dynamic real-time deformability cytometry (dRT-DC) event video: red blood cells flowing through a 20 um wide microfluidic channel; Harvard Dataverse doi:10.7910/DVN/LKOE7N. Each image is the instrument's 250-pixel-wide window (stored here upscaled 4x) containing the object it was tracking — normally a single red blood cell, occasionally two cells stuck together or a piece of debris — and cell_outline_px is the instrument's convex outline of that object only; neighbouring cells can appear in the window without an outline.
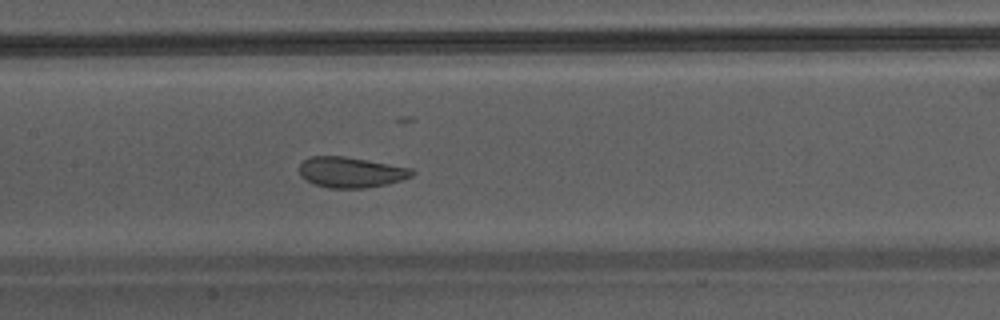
{"species": "Egyptian fruit bat (a non-hibernating species)", "species_latin": "Rousettus aegyptiacus", "temperature_condition": "warm", "stored_images_in_passage": 48, "camera_frame_rate_fps": 3000, "um_per_image_px": 0.085, "animal": {"sex": "male"}, "frame": {"image": 1, "passage_image": 24, "time_ms": 7.667, "image_size_px": [1000, 320], "cell_outline_px": [[416, 172], [412, 176], [388, 184], [364, 188], [328, 188], [312, 184], [300, 176], [300, 164], [304, 160], [312, 156], [344, 156], [412, 168]], "centroid_in_image_um": [29.82, 14.65], "position_along_channel_um": 177.6, "area_um2": 20.11}}
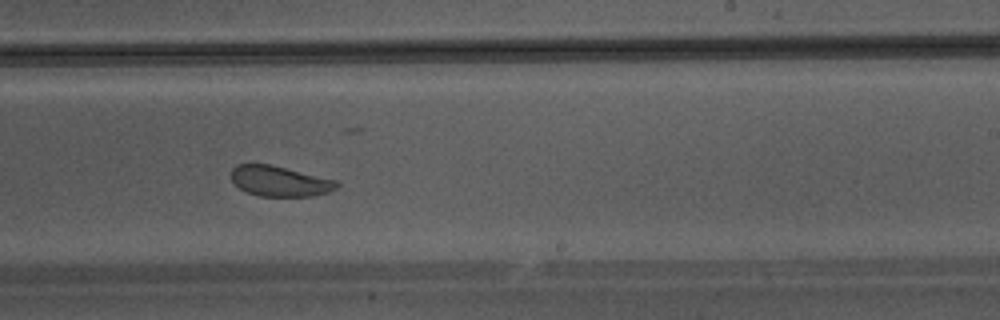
{"frame": {"image": 2, "passage_image": 30, "time_ms": 9.667, "image_size_px": [1000, 320], "cell_outline_px": [[340, 184], [336, 188], [328, 192], [312, 196], [260, 196], [244, 192], [232, 180], [232, 168], [236, 164], [268, 164], [340, 180]], "centroid_in_image_um": [23.81, 15.4], "position_along_channel_um": 265.2, "area_um2": 18.79}}
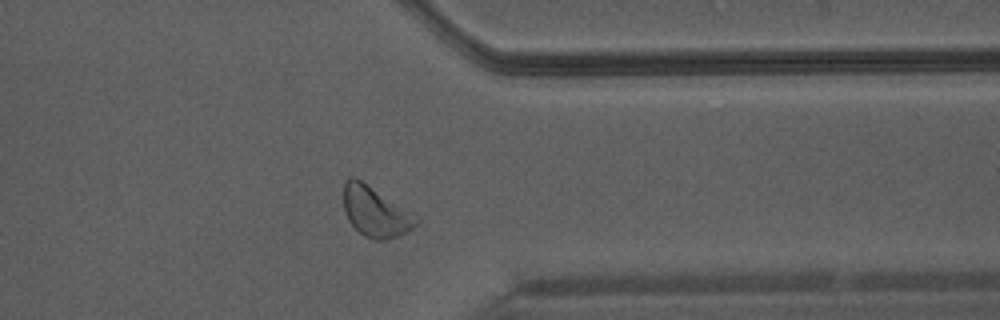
{"frame": {"image": 3, "passage_image": 38, "time_ms": 12.333, "image_size_px": [1000, 320], "cell_outline_px": [[420, 220], [408, 232], [384, 240], [372, 240], [364, 236], [348, 220], [344, 212], [344, 184], [352, 176], [360, 180]], "centroid_in_image_um": [31.86, 18.05], "position_along_channel_um": 379.5, "area_um2": 20.29}}